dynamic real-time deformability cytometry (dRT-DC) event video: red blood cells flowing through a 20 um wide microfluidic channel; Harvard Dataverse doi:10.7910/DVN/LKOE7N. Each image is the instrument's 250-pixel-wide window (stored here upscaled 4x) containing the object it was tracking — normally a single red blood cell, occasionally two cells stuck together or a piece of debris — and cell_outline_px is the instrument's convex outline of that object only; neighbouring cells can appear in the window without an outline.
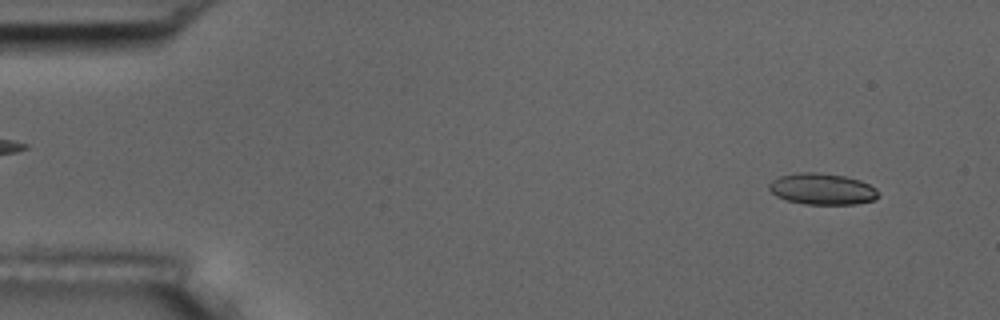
{"species": "common noctule bat (a hibernating species)", "species_latin": "Nyctalus noctula", "temperature_condition": "room temperature", "stored_images_in_passage": 5, "camera_frame_rate_fps": 3000, "um_per_image_px": 0.085, "animal": {"sex": "male", "body_mass_g": 17.5, "forearm_length_mm": 52.3}, "frame": {"image": 1, "passage_image": 1, "time_ms": 0.0, "image_size_px": [1000, 320], "cell_outline_px": [[880, 196], [876, 200], [856, 204], [804, 204], [788, 200], [776, 196], [768, 188], [768, 184], [772, 180], [780, 176], [800, 172], [816, 172], [844, 176], [860, 180], [876, 188], [880, 192]], "centroid_in_image_um": [69.92, 16.07], "position_along_channel_um": 15.1, "area_um2": 20.06}}
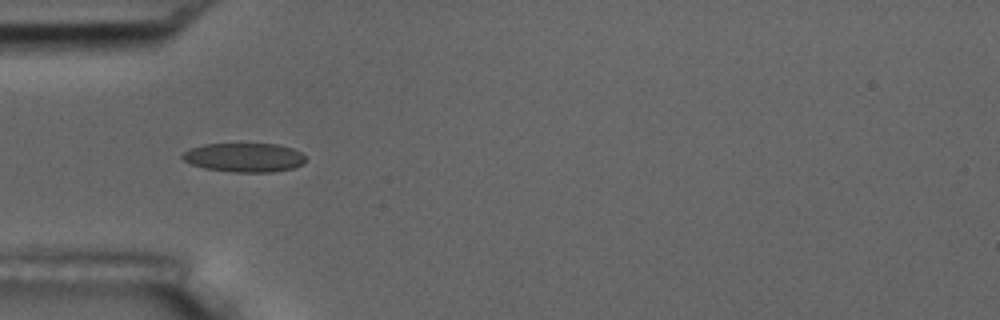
{"frame": {"image": 2, "passage_image": 4, "time_ms": 1.0, "image_size_px": [1000, 320], "cell_outline_px": [[304, 164], [292, 168], [272, 172], [232, 172], [204, 168], [192, 164], [184, 160], [180, 156], [184, 152], [192, 148], [204, 144], [276, 144], [292, 148], [300, 152], [304, 156]], "centroid_in_image_um": [20.76, 13.39], "position_along_channel_um": 64.2, "area_um2": 20.69}}